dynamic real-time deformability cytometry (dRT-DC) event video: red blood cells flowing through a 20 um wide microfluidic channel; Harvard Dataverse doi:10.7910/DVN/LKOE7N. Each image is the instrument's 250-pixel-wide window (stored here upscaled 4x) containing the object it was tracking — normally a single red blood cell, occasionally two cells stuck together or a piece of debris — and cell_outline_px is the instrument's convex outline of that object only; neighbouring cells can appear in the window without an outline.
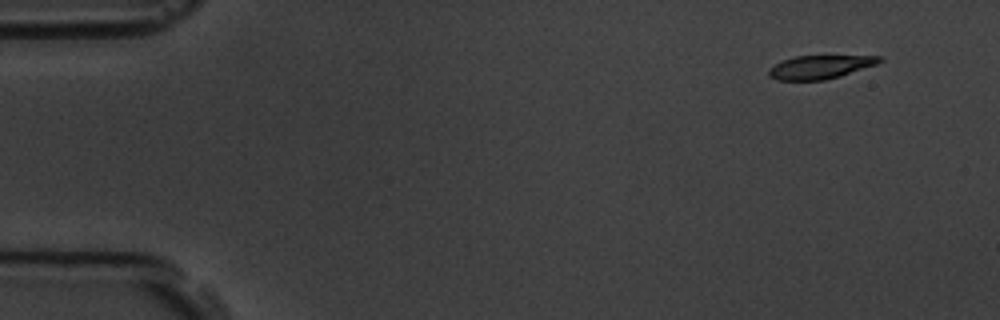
{"species": "common noctule bat (a hibernating species)", "species_latin": "Nyctalus noctula", "temperature_condition": "room temperature", "stored_images_in_passage": 9, "camera_frame_rate_fps": 3000, "um_per_image_px": 0.085, "animal": {"sex": "male", "body_mass_g": 19.5, "forearm_length_mm": 54.6}, "frame": {"image": 1, "passage_image": 1, "time_ms": 0.0, "image_size_px": [1000, 320], "cell_outline_px": [[884, 60], [876, 64], [840, 76], [824, 80], [776, 80], [768, 76], [768, 68], [784, 60], [796, 56], [884, 56]], "centroid_in_image_um": [69.7, 5.7], "position_along_channel_um": 15.3, "area_um2": 15.03}}
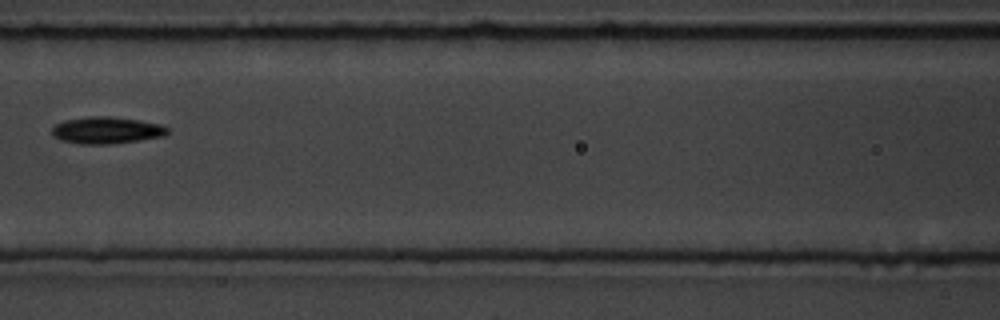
{"frame": {"image": 2, "passage_image": 7, "time_ms": 7.0, "image_size_px": [1000, 320], "cell_outline_px": [[168, 132], [164, 136], [112, 144], [80, 144], [60, 140], [52, 136], [52, 128], [56, 124], [64, 120], [88, 116], [112, 116], [140, 120], [160, 124], [168, 128]], "centroid_in_image_um": [9.03, 11.07], "position_along_channel_um": 157.6, "area_um2": 18.21}}
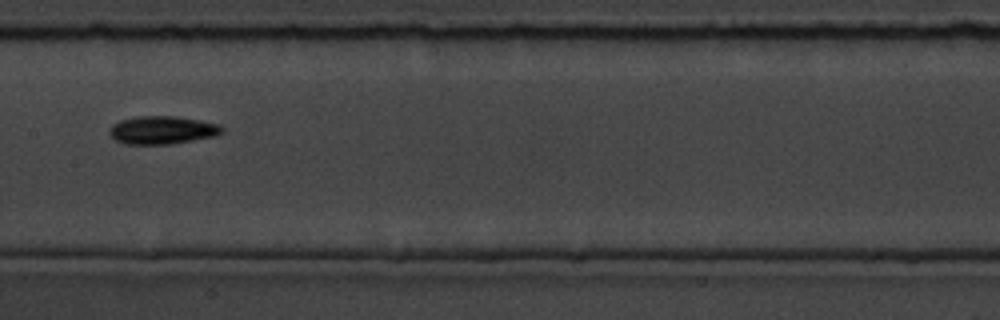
{"frame": {"image": 3, "passage_image": 8, "time_ms": 8.0, "image_size_px": [1000, 320], "cell_outline_px": [[224, 132], [216, 136], [172, 144], [124, 144], [116, 140], [108, 132], [108, 128], [112, 124], [120, 120], [136, 116], [172, 116], [200, 120], [220, 124], [224, 128]], "centroid_in_image_um": [13.8, 11.05], "position_along_channel_um": 193.6, "area_um2": 18.61}}